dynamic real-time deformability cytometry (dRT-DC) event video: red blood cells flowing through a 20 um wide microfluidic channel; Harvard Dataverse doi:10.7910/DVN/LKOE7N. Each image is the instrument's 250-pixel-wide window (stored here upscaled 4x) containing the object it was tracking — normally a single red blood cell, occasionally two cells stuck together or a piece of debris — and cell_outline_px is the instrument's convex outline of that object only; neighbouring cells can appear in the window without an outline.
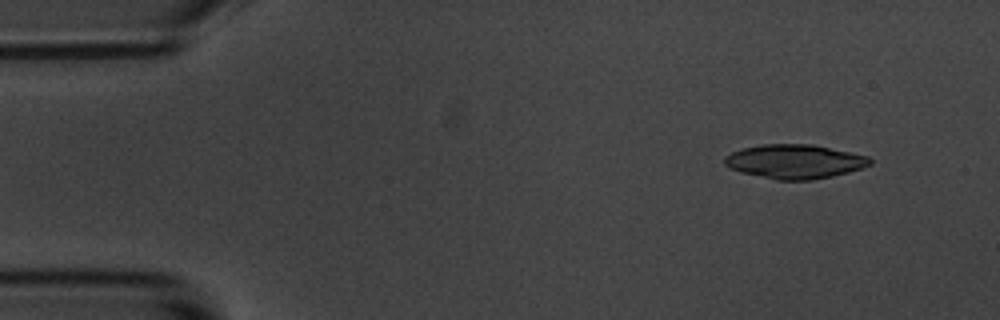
{"species": "common noctule bat (a hibernating species)", "species_latin": "Nyctalus noctula", "temperature_condition": "room temperature", "stored_images_in_passage": 3, "camera_frame_rate_fps": 3000, "um_per_image_px": 0.085, "animal": {"sex": "male", "body_mass_g": 20.1, "forearm_length_mm": 53.5}, "frame": {"image": 1, "passage_image": 1, "time_ms": 0.0, "image_size_px": [1000, 320], "cell_outline_px": [[872, 164], [848, 172], [832, 176], [812, 180], [776, 180], [740, 172], [728, 168], [724, 164], [724, 156], [740, 148], [760, 144], [812, 144], [868, 156], [872, 160]], "centroid_in_image_um": [67.5, 13.73], "position_along_channel_um": 17.5, "area_um2": 29.07}}